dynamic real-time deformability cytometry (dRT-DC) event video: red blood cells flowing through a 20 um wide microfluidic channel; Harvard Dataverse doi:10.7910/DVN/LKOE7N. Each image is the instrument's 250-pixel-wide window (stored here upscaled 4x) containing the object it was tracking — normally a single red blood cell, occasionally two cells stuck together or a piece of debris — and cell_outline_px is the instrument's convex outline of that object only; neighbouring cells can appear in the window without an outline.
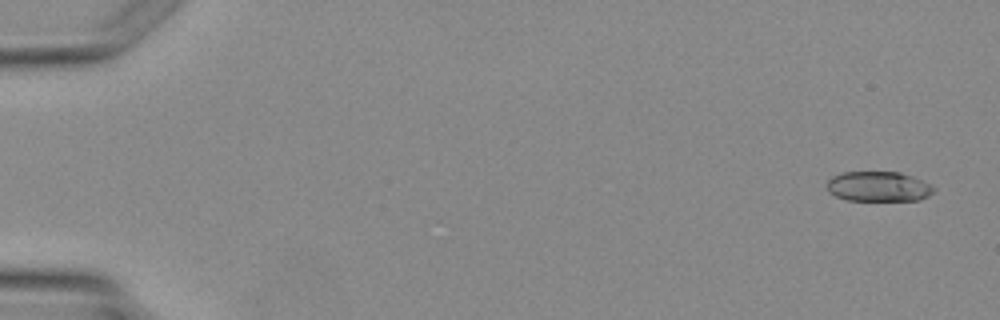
{"species": "Egyptian fruit bat (a non-hibernating species)", "species_latin": "Rousettus aegyptiacus", "temperature_condition": "warm", "stored_images_in_passage": 4, "segment_of_instrument_passage": [2, 2], "camera_frame_rate_fps": 3000, "um_per_image_px": 0.085, "animal": {"sex": "female"}, "frame": {"image": 1, "passage_image": 4, "time_ms": 5.0, "image_size_px": [1000, 320], "cell_outline_px": [[936, 192], [920, 200], [848, 200], [836, 196], [828, 192], [828, 180], [832, 176], [840, 172], [900, 172], [912, 176], [936, 188]], "centroid_in_image_um": [74.68, 15.85], "position_along_channel_um": 10.3, "area_um2": 18.67}}